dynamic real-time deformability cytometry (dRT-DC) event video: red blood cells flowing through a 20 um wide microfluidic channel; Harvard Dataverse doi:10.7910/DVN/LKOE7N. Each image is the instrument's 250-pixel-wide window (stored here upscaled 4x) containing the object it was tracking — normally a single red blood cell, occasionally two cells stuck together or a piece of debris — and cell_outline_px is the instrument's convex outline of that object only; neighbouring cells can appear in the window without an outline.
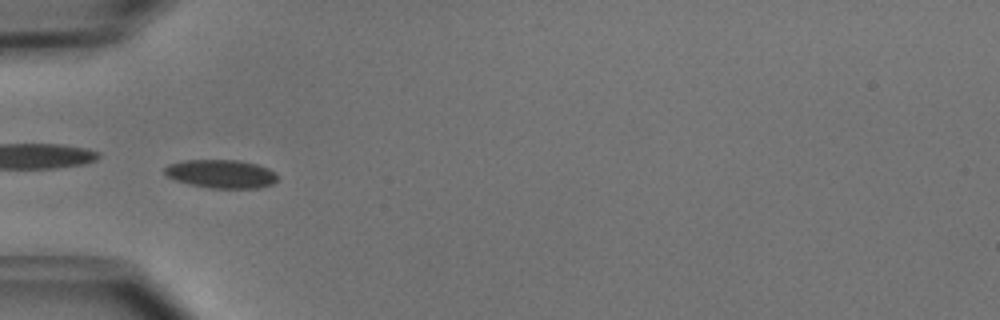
{"species": "common noctule bat (a hibernating species)", "species_latin": "Nyctalus noctula", "temperature_condition": "cold", "stored_images_in_passage": 1, "camera_frame_rate_fps": 3000, "um_per_image_px": 0.085, "animal": {"sex": "male", "body_mass_g": 15.6}, "frame": {"image": 1, "passage_image": 1, "time_ms": 0.0, "image_size_px": [1000, 320], "cell_outline_px": [[276, 180], [272, 184], [260, 188], [208, 188], [176, 180], [168, 176], [164, 172], [164, 168], [168, 164], [184, 160], [236, 160], [256, 164], [268, 168], [276, 172]], "centroid_in_image_um": [18.8, 14.78], "position_along_channel_um": 66.2, "area_um2": 18.61}}